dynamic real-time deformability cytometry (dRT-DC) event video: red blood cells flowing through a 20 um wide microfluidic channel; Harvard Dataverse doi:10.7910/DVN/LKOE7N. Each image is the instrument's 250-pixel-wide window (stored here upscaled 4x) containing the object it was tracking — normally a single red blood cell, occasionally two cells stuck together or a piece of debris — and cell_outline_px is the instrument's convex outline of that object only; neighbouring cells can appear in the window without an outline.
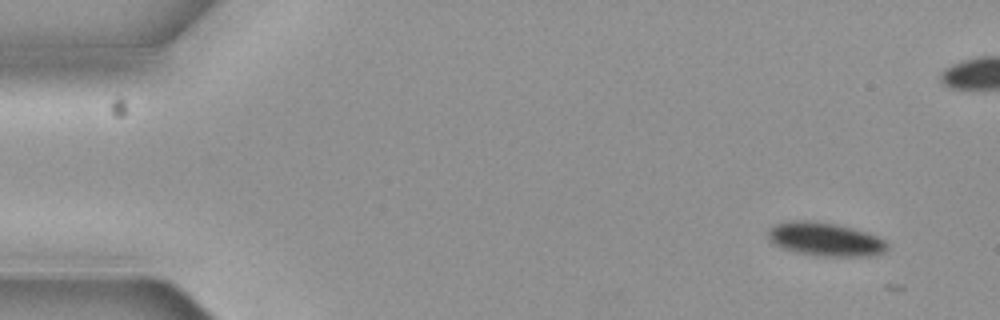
{"species": "common noctule bat (a hibernating species)", "species_latin": "Nyctalus noctula", "temperature_condition": "cold", "stored_images_in_passage": 5, "camera_frame_rate_fps": 3000, "um_per_image_px": 0.085, "animal": {"sex": "female", "body_mass_g": 19.3, "forearm_length_mm": 54.1}, "frame": {"image": 1, "passage_image": 1, "time_ms": 0.0, "image_size_px": [1000, 320], "cell_outline_px": [[888, 248], [884, 252], [868, 256], [816, 256], [796, 252], [772, 244], [768, 236], [768, 228], [776, 224], [796, 220], [812, 220], [836, 224], [868, 232], [884, 240], [888, 244]], "centroid_in_image_um": [70.13, 20.34], "position_along_channel_um": 14.9, "area_um2": 23.35}}